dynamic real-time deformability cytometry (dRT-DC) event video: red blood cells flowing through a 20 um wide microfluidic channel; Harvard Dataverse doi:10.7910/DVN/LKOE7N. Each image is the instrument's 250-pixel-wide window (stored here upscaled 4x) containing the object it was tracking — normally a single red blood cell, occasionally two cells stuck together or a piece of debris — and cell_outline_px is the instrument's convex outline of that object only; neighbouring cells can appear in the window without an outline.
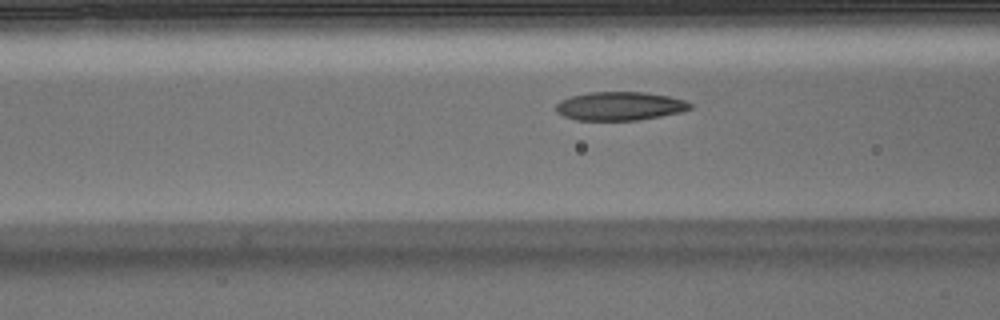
{"species": "Egyptian fruit bat (a non-hibernating species)", "species_latin": "Rousettus aegyptiacus", "temperature_condition": "warm", "stored_images_in_passage": 14, "camera_frame_rate_fps": 3000, "um_per_image_px": 0.085, "animal": {"sex": "male"}, "frame": {"image": 1, "passage_image": 12, "time_ms": 3.667, "image_size_px": [1000, 320], "cell_outline_px": [[692, 108], [680, 112], [660, 116], [636, 120], [576, 120], [564, 116], [556, 112], [556, 104], [560, 100], [572, 96], [588, 92], [644, 92], [668, 96], [684, 100], [692, 104]], "centroid_in_image_um": [52.66, 9.01], "position_along_channel_um": 113.9, "area_um2": 22.25}}